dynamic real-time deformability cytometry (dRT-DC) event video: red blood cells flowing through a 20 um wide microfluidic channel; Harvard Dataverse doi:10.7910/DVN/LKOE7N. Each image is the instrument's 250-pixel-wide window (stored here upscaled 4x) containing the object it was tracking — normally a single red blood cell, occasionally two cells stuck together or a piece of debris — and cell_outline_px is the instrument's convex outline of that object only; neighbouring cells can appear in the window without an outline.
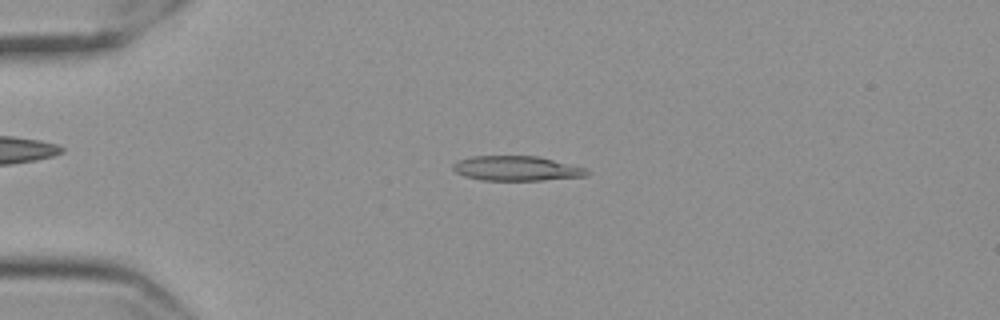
{"species": "Egyptian fruit bat (a non-hibernating species)", "species_latin": "Rousettus aegyptiacus", "temperature_condition": "cold", "stored_images_in_passage": 48, "camera_frame_rate_fps": 3000, "um_per_image_px": 0.085, "frame": {"image": 1, "passage_image": 5, "time_ms": 1.333, "image_size_px": [1000, 320], "cell_outline_px": [[592, 172], [588, 176], [544, 180], [480, 180], [464, 176], [456, 172], [452, 168], [452, 164], [456, 160], [472, 156], [536, 156], [584, 168]], "centroid_in_image_um": [43.87, 14.32], "position_along_channel_um": 41.1, "area_um2": 19.31}}
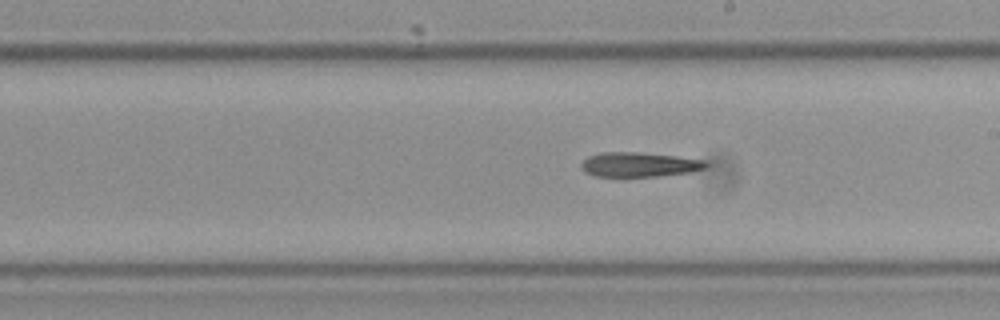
{"frame": {"image": 2, "passage_image": 24, "time_ms": 7.667, "image_size_px": [1000, 320], "cell_outline_px": [[708, 164], [704, 168], [688, 172], [656, 176], [596, 176], [584, 172], [580, 168], [580, 164], [588, 156], [600, 152], [636, 152], [672, 156], [704, 160]], "centroid_in_image_um": [54.25, 13.98], "position_along_channel_um": 234.8, "area_um2": 17.57}}
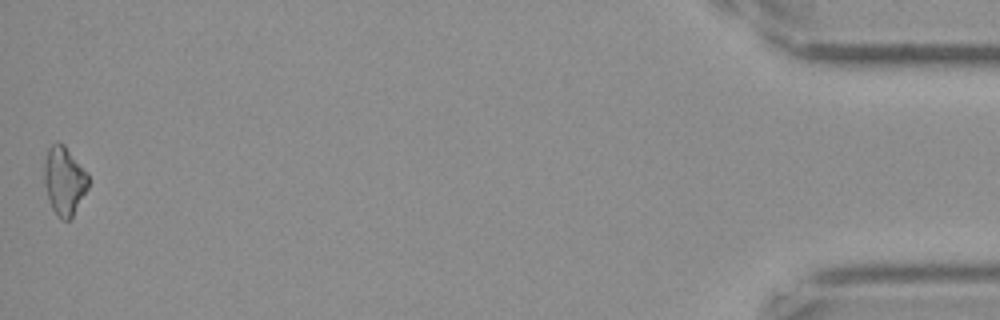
{"frame": {"image": 3, "passage_image": 48, "time_ms": 15.667, "image_size_px": [1000, 320], "cell_outline_px": [[88, 188], [72, 216], [68, 220], [60, 220], [52, 208], [44, 184], [44, 164], [48, 148], [56, 140], [64, 144], [88, 172]], "centroid_in_image_um": [5.46, 15.33], "position_along_channel_um": 429.7, "area_um2": 17.63}, "authors_computed_cell_mechanics": {"area_um2": 18.207, "velocity_mm_per_s": 3.5457, "shape_relaxation_time_tau1_ms": 4.1661, "shape_relaxation_time_tau2_ms": null, "deformation_change_tau1": 0.1493, "deformation_change_tau2": null}}